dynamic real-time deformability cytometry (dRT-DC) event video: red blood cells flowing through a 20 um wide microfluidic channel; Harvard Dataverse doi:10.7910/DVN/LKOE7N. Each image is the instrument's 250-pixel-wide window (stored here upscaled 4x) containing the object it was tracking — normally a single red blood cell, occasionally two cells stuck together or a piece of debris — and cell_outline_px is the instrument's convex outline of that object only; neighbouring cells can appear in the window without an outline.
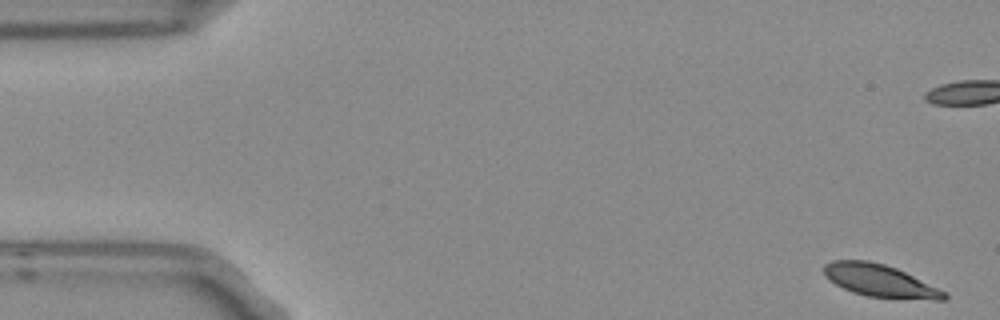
{"species": "Egyptian fruit bat (a non-hibernating species)", "species_latin": "Rousettus aegyptiacus", "temperature_condition": "room temperature", "stored_images_in_passage": 4, "camera_frame_rate_fps": 3000, "um_per_image_px": 0.085, "frame": {"image": 1, "passage_image": 1, "time_ms": 0.0, "image_size_px": [1000, 320], "cell_outline_px": [[948, 296], [944, 300], [936, 300], [868, 296], [852, 292], [828, 280], [824, 276], [824, 264], [832, 260], [868, 260], [884, 264], [896, 268], [948, 292]], "centroid_in_image_um": [74.79, 23.85], "position_along_channel_um": 10.2, "area_um2": 22.66}}